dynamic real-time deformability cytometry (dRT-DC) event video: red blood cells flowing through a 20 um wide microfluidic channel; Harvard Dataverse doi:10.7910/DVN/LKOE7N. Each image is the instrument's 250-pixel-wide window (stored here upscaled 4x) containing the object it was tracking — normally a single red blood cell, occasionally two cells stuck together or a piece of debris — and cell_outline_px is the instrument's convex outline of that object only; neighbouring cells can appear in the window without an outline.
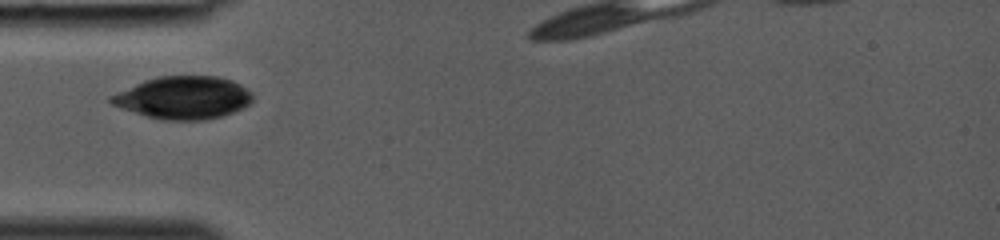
{"species": "common noctule bat (a hibernating species)", "species_latin": "Nyctalus noctula", "temperature_condition": "room temperature", "stored_images_in_passage": 26, "camera_frame_rate_fps": 3000, "um_per_image_px": 0.085, "animal": {"sex": "female", "body_mass_g": 19.0, "forearm_length_mm": 53.3}, "frame": {"image": 1, "passage_image": 1, "time_ms": 0.0, "image_size_px": [1000, 240], "cell_outline_px": [[252, 104], [244, 108], [220, 116], [204, 120], [160, 120], [112, 104], [108, 100], [108, 96], [144, 80], [156, 76], [216, 76], [232, 80], [240, 84], [252, 92]], "centroid_in_image_um": [15.61, 8.29], "position_along_channel_um": 69.4, "area_um2": 35.14}}
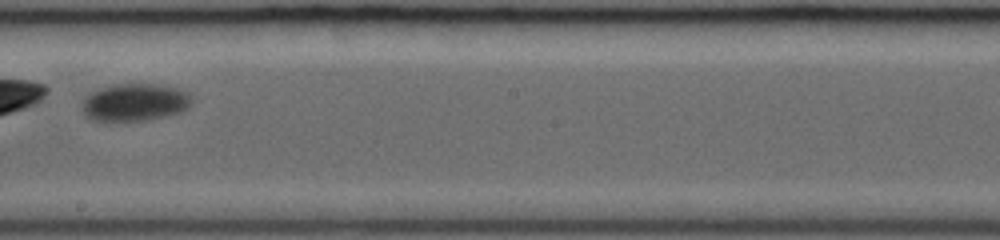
{"frame": {"image": 2, "passage_image": 12, "time_ms": 3.667, "image_size_px": [1000, 240], "cell_outline_px": [[192, 104], [188, 108], [180, 112], [164, 116], [144, 120], [92, 120], [84, 116], [84, 100], [92, 92], [104, 88], [120, 84], [156, 84], [172, 88], [184, 92], [192, 100]], "centroid_in_image_um": [11.47, 8.71], "position_along_channel_um": 236.7, "area_um2": 23.12}}